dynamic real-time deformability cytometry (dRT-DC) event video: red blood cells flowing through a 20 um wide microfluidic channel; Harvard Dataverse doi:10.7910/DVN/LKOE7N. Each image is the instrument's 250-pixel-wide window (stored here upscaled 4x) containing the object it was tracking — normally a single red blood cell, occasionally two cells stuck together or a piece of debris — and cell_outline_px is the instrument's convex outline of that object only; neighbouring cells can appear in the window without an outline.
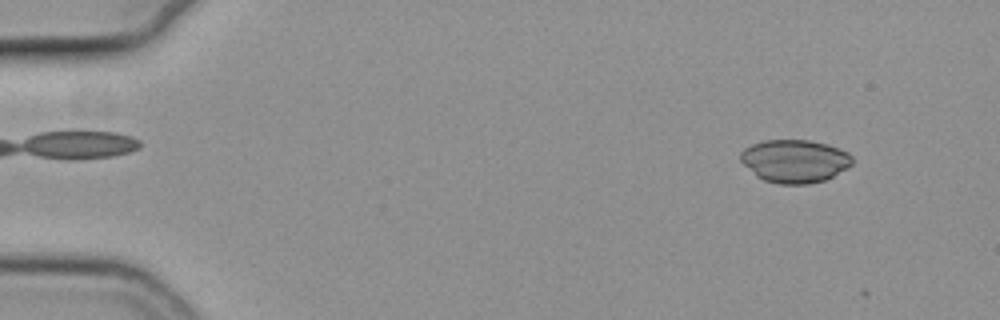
{"species": "common noctule bat (a hibernating species)", "species_latin": "Nyctalus noctula", "temperature_condition": "cold", "stored_images_in_passage": 8, "camera_frame_rate_fps": 3000, "um_per_image_px": 0.085, "animal": {"sex": "female", "body_mass_g": 19.3, "forearm_length_mm": 54.1}, "frame": {"image": 1, "passage_image": 2, "time_ms": 0.333, "image_size_px": [1000, 320], "cell_outline_px": [[852, 164], [832, 176], [824, 180], [808, 184], [780, 184], [764, 180], [756, 176], [740, 160], [740, 152], [744, 148], [752, 144], [764, 140], [808, 140], [828, 144], [840, 148], [848, 152], [852, 156]], "centroid_in_image_um": [67.54, 13.68], "position_along_channel_um": 17.5, "area_um2": 27.98}}